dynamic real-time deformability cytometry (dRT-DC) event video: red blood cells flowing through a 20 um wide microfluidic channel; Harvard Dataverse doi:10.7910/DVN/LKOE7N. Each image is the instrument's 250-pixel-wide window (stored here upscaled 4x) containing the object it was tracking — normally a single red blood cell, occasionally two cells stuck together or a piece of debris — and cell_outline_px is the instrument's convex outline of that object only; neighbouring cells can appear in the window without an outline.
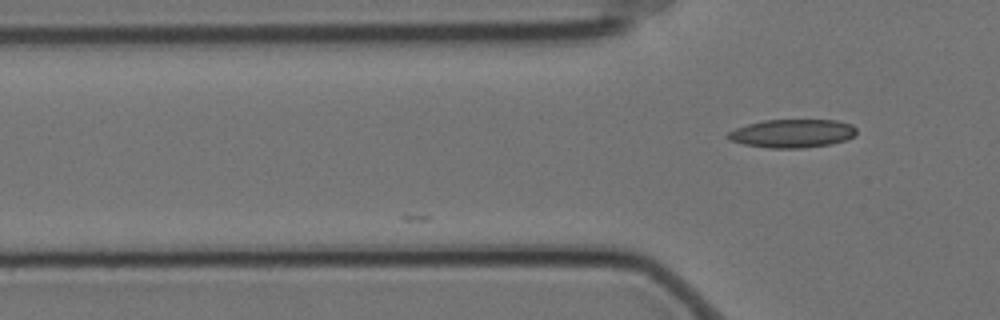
{"species": "Egyptian fruit bat (a non-hibernating species)", "species_latin": "Rousettus aegyptiacus", "temperature_condition": "cold", "stored_images_in_passage": 2, "camera_frame_rate_fps": 3000, "um_per_image_px": 0.085, "animal": {"sex": "female"}, "frame": {"image": 1, "passage_image": 2, "time_ms": 0.333, "image_size_px": [1000, 320], "cell_outline_px": [[856, 132], [852, 136], [844, 140], [832, 144], [804, 148], [768, 148], [744, 144], [728, 140], [724, 136], [728, 132], [736, 128], [748, 124], [764, 120], [836, 120], [852, 124], [856, 128]], "centroid_in_image_um": [67.31, 11.34], "position_along_channel_um": 58.5, "area_um2": 21.33}}